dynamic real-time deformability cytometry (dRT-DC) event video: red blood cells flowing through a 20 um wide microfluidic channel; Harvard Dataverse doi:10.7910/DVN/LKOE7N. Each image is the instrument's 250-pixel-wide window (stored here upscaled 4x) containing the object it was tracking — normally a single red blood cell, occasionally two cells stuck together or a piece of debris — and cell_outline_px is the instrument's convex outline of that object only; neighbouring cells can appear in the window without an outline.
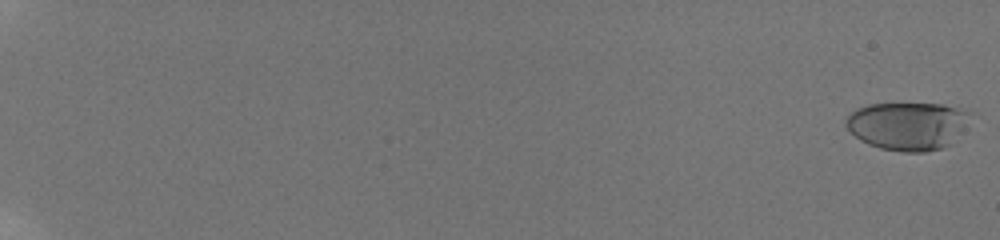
{"species": "human", "species_latin": "Homo sapiens", "temperature_condition": "room temperature", "stored_images_in_passage": 60, "camera_frame_rate_fps": 3000, "um_per_image_px": 0.085, "donor": {"sex": "male"}, "frame": {"image": 1, "passage_image": 1, "time_ms": 0.0, "image_size_px": [1000, 240], "cell_outline_px": [[972, 112], [948, 144], [944, 148], [924, 152], [904, 152], [880, 148], [868, 144], [860, 140], [844, 124], [844, 120], [856, 108], [868, 104], [944, 104]], "centroid_in_image_um": [77.07, 10.69], "position_along_channel_um": 7.9, "area_um2": 34.16}}
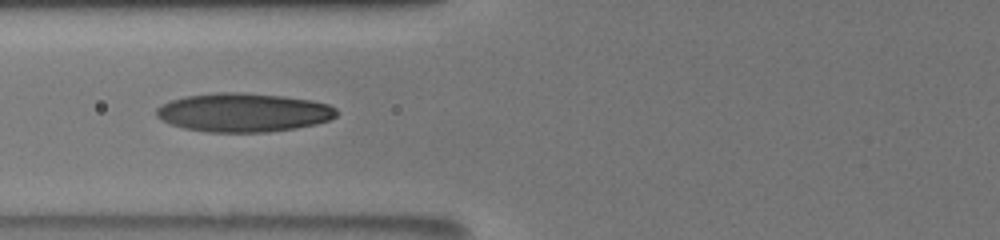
{"frame": {"image": 2, "passage_image": 30, "time_ms": 9.333, "image_size_px": [1000, 240], "cell_outline_px": [[340, 112], [336, 116], [328, 120], [316, 124], [296, 128], [268, 132], [208, 132], [184, 128], [172, 124], [156, 116], [156, 108], [160, 104], [168, 100], [184, 96], [216, 92], [244, 92], [284, 96], [312, 100], [328, 104], [336, 108]], "centroid_in_image_um": [20.69, 9.55], "position_along_channel_um": 105.1, "area_um2": 41.04}}
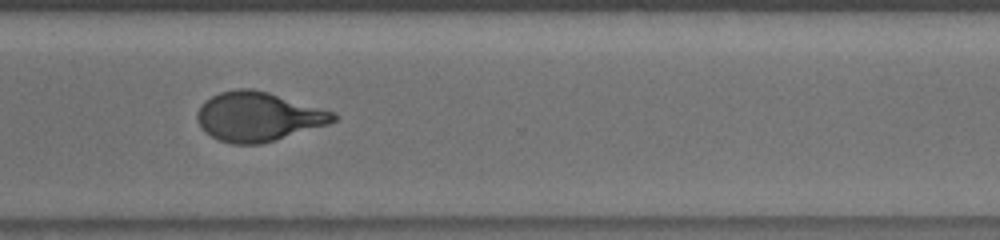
{"frame": {"image": 3, "passage_image": 51, "time_ms": 15.667, "image_size_px": [1000, 240], "cell_outline_px": [[340, 116], [336, 120], [328, 124], [276, 140], [260, 144], [232, 144], [220, 140], [204, 132], [200, 128], [196, 116], [204, 100], [220, 92], [236, 88], [252, 88], [268, 92], [336, 112]], "centroid_in_image_um": [21.95, 9.91], "position_along_channel_um": 348.6, "area_um2": 39.19}, "authors_computed_cell_mechanics": {"area_um2": 37.9746, "velocity_mm_per_s": 3.8481, "shape_relaxation_time_tau1_ms": 5.1064, "shape_relaxation_time_tau2_ms": 1.041, "deformation_change_tau1": 0.2175, "deformation_change_tau2": 0.0803}}